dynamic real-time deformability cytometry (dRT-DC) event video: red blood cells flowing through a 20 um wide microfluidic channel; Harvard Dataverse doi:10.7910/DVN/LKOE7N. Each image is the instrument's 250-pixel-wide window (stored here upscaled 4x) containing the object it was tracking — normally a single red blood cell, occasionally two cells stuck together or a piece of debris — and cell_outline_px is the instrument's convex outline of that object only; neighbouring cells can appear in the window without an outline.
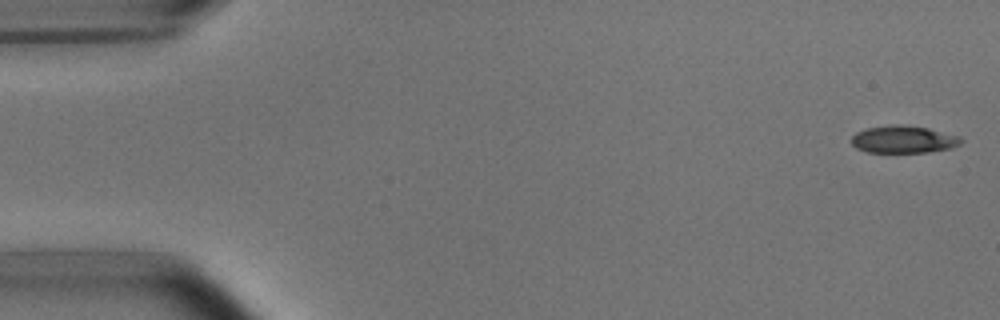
{"species": "common noctule bat (a hibernating species)", "species_latin": "Nyctalus noctula", "temperature_condition": "room temperature", "stored_images_in_passage": 4, "camera_frame_rate_fps": 3000, "um_per_image_px": 0.085, "animal": {"sex": "male", "body_mass_g": 15.6}, "frame": {"image": 1, "passage_image": 1, "time_ms": 0.0, "image_size_px": [1000, 320], "cell_outline_px": [[964, 140], [960, 144], [952, 148], [928, 152], [868, 152], [856, 148], [852, 144], [852, 136], [856, 132], [868, 128], [892, 124], [904, 124], [928, 128], [960, 136]], "centroid_in_image_um": [76.82, 11.84], "position_along_channel_um": 8.2, "area_um2": 17.57}}
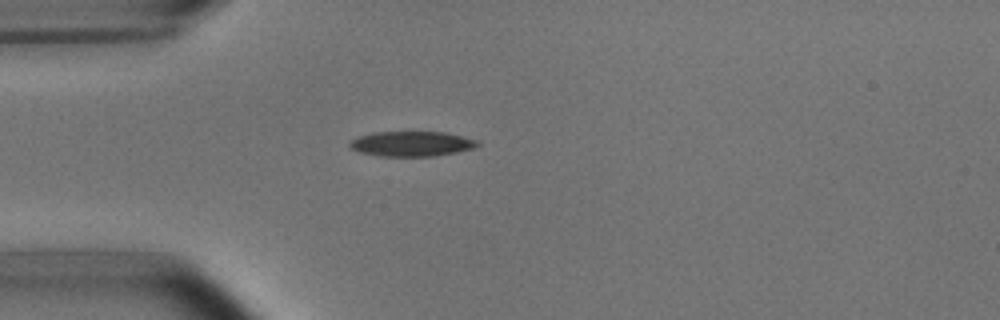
{"frame": {"image": 2, "passage_image": 4, "time_ms": 4.333, "image_size_px": [1000, 320], "cell_outline_px": [[480, 144], [476, 148], [436, 156], [376, 156], [360, 152], [352, 148], [348, 144], [352, 140], [360, 136], [372, 132], [444, 132], [480, 140]], "centroid_in_image_um": [35.04, 12.22], "position_along_channel_um": 50.0, "area_um2": 18.73}}